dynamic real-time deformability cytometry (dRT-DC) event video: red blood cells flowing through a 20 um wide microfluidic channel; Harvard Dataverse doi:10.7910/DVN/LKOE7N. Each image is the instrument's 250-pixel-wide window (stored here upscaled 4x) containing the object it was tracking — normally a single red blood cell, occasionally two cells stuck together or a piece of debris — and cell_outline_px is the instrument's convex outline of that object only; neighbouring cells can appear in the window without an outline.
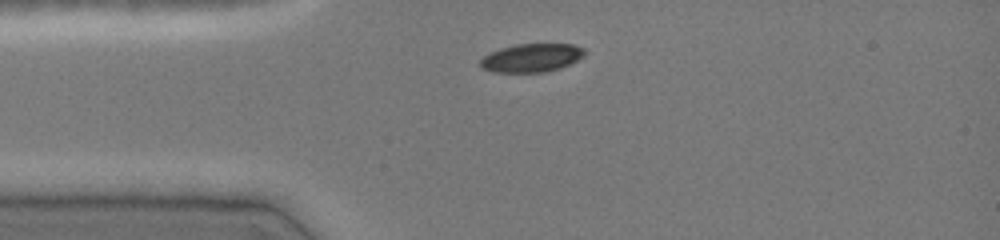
{"species": "common noctule bat (a hibernating species)", "species_latin": "Nyctalus noctula", "temperature_condition": "cold", "stored_images_in_passage": 21, "camera_frame_rate_fps": 3000, "um_per_image_px": 0.085, "animal": {"sex": "female", "body_mass_g": 19.0, "forearm_length_mm": 51.5}, "frame": {"image": 1, "passage_image": 1, "time_ms": 0.0, "image_size_px": [1000, 240], "cell_outline_px": [[584, 56], [560, 68], [544, 72], [492, 72], [480, 68], [480, 60], [488, 52], [500, 48], [516, 44], [572, 44], [584, 48]], "centroid_in_image_um": [45.13, 4.91], "position_along_channel_um": 39.9, "area_um2": 17.28}}
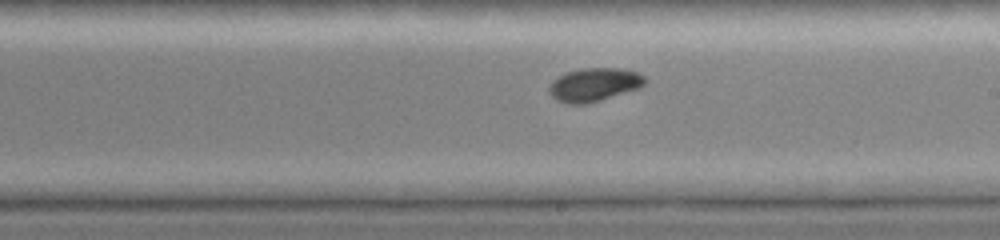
{"frame": {"image": 2, "passage_image": 17, "time_ms": 5.333, "image_size_px": [1000, 240], "cell_outline_px": [[648, 80], [640, 88], [588, 104], [568, 104], [556, 100], [548, 92], [548, 88], [552, 80], [568, 72], [584, 68], [620, 68], [640, 72]], "centroid_in_image_um": [50.53, 7.2], "position_along_channel_um": 238.5, "area_um2": 18.84}}
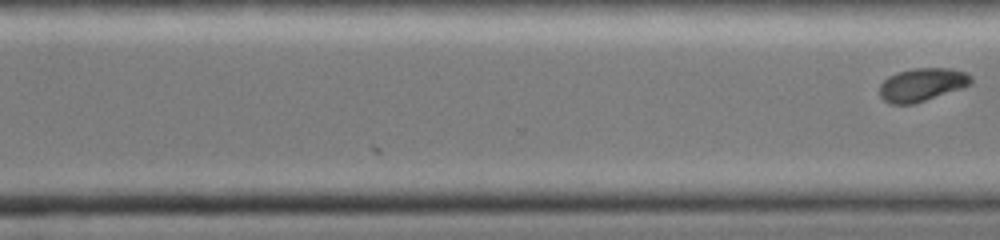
{"frame": {"image": 3, "passage_image": 21, "time_ms": 6.667, "image_size_px": [1000, 240], "cell_outline_px": [[972, 80], [968, 84], [960, 88], [912, 104], [892, 104], [884, 100], [880, 96], [880, 84], [888, 76], [896, 72], [916, 68], [952, 68], [968, 72], [972, 76]], "centroid_in_image_um": [78.35, 7.17], "position_along_channel_um": 292.2, "area_um2": 17.46}}